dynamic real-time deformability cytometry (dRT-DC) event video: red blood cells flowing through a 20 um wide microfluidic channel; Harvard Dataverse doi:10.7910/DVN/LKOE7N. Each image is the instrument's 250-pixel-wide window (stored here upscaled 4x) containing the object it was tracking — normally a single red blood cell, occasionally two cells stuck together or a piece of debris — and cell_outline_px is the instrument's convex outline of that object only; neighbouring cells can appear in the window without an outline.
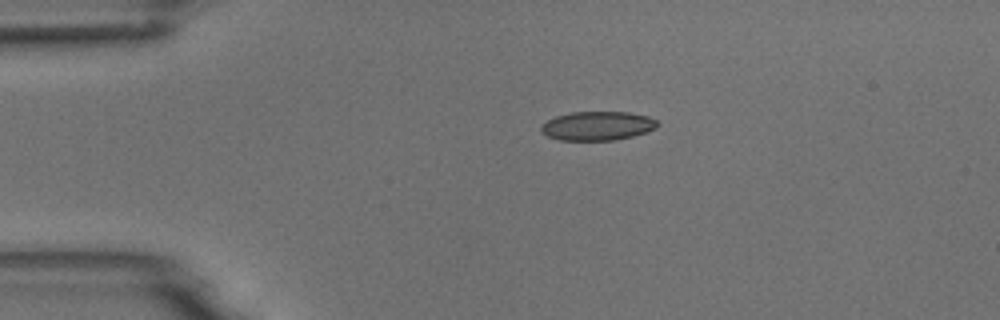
{"species": "common noctule bat (a hibernating species)", "species_latin": "Nyctalus noctula", "temperature_condition": "room temperature", "stored_images_in_passage": 2, "camera_frame_rate_fps": 3000, "um_per_image_px": 0.085, "animal": {"sex": "male", "body_mass_g": 18.8}, "frame": {"image": 1, "passage_image": 1, "time_ms": 0.0, "image_size_px": [1000, 320], "cell_outline_px": [[660, 124], [656, 128], [648, 132], [616, 140], [560, 140], [548, 136], [540, 128], [548, 120], [556, 116], [572, 112], [628, 112], [648, 116], [656, 120]], "centroid_in_image_um": [50.84, 10.7], "position_along_channel_um": 34.2, "area_um2": 19.54}}